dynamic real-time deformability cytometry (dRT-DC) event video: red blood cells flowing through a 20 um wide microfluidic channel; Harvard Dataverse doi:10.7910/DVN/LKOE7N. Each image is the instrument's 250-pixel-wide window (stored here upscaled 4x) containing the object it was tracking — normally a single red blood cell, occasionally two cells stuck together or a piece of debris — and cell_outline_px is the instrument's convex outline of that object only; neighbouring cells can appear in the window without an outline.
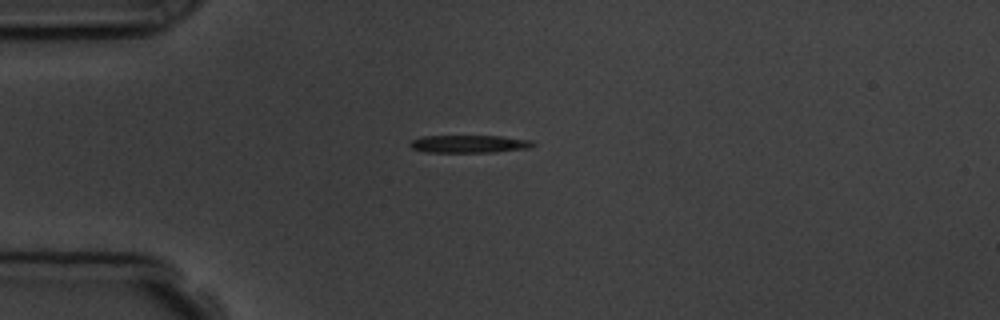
{"species": "common noctule bat (a hibernating species)", "species_latin": "Nyctalus noctula", "temperature_condition": "room temperature", "stored_images_in_passage": 3, "camera_frame_rate_fps": 3000, "um_per_image_px": 0.085, "animal": {"sex": "male", "body_mass_g": 19.5, "forearm_length_mm": 54.6}, "frame": {"image": 1, "passage_image": 1, "time_ms": 0.0, "image_size_px": [1000, 320], "cell_outline_px": [[536, 144], [532, 148], [496, 152], [428, 152], [412, 148], [408, 144], [412, 140], [424, 136], [500, 136], [532, 140]], "centroid_in_image_um": [39.95, 12.23], "position_along_channel_um": 45.0, "area_um2": 12.72}}
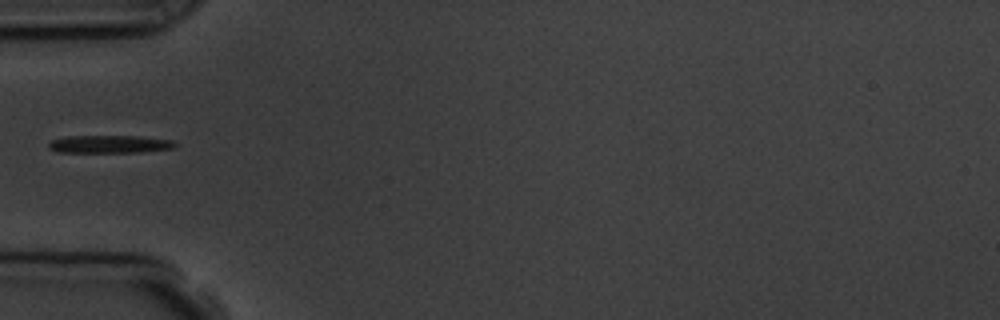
{"frame": {"image": 2, "passage_image": 2, "time_ms": 1.333, "image_size_px": [1000, 320], "cell_outline_px": [[176, 144], [172, 148], [140, 152], [56, 152], [48, 148], [48, 144], [52, 140], [68, 136], [136, 136], [172, 140]], "centroid_in_image_um": [9.27, 12.25], "position_along_channel_um": 75.7, "area_um2": 12.95}}